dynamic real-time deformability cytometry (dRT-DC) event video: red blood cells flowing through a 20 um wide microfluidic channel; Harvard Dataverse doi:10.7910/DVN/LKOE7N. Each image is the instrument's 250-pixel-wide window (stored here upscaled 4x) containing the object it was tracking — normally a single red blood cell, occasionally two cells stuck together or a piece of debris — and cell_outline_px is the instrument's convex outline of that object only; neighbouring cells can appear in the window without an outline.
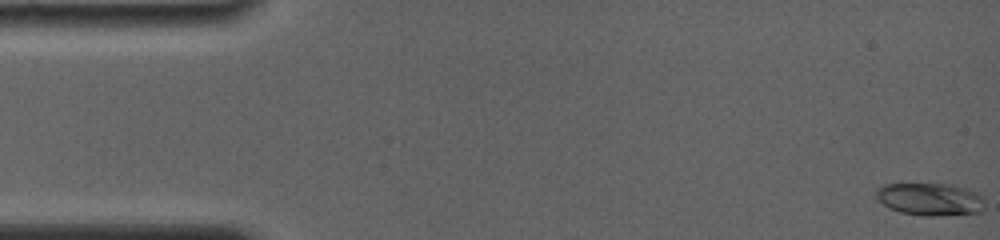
{"species": "common noctule bat (a hibernating species)", "species_latin": "Nyctalus noctula", "temperature_condition": "room temperature", "stored_images_in_passage": 36, "camera_frame_rate_fps": 4000, "um_per_image_px": 0.085, "animal": {"sex": "female", "body_mass_g": 19.0, "forearm_length_mm": 56.7}, "frame": {"image": 1, "passage_image": 1, "time_ms": 0.0, "image_size_px": [1000, 240], "cell_outline_px": [[984, 208], [980, 212], [932, 216], [920, 216], [900, 212], [888, 208], [876, 196], [876, 188], [880, 184], [952, 184], [980, 192], [984, 200]], "centroid_in_image_um": [79.07, 16.92], "position_along_channel_um": 5.9, "area_um2": 20.87}}
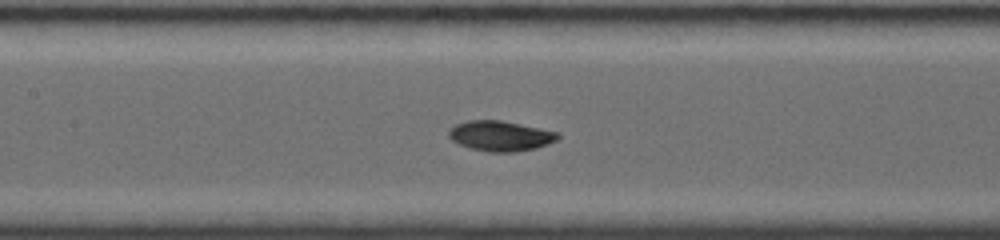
{"frame": {"image": 2, "passage_image": 18, "time_ms": 7.5, "image_size_px": [1000, 240], "cell_outline_px": [[560, 136], [556, 140], [548, 144], [536, 148], [512, 152], [488, 152], [472, 148], [460, 144], [452, 140], [448, 136], [448, 132], [456, 124], [468, 120], [500, 120], [556, 132]], "centroid_in_image_um": [42.51, 11.56], "position_along_channel_um": 164.9, "area_um2": 18.84}}
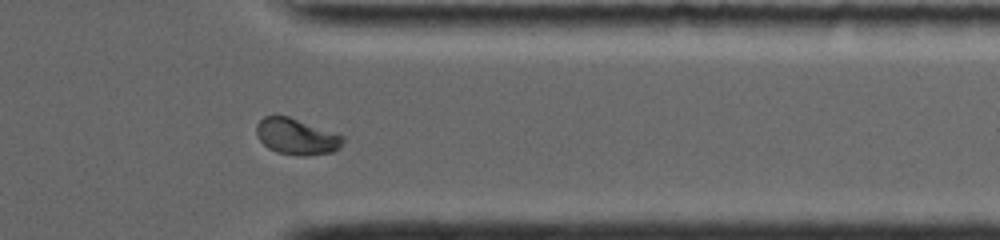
{"frame": {"image": 3, "passage_image": 30, "time_ms": 13.25, "image_size_px": [1000, 240], "cell_outline_px": [[344, 140], [340, 148], [332, 152], [304, 156], [296, 156], [276, 152], [268, 148], [256, 136], [256, 124], [264, 116], [288, 116], [336, 132], [344, 136]], "centroid_in_image_um": [25.21, 11.61], "position_along_channel_um": 386.2, "area_um2": 18.44}, "authors_computed_cell_mechanics": {"area_um2": 18.9584, "velocity_mm_per_s": 3.8392, "shape_relaxation_time_tau1_ms": 3.8386, "shape_relaxation_time_tau2_ms": null, "deformation_change_tau1": 0.1636, "deformation_change_tau2": null}}